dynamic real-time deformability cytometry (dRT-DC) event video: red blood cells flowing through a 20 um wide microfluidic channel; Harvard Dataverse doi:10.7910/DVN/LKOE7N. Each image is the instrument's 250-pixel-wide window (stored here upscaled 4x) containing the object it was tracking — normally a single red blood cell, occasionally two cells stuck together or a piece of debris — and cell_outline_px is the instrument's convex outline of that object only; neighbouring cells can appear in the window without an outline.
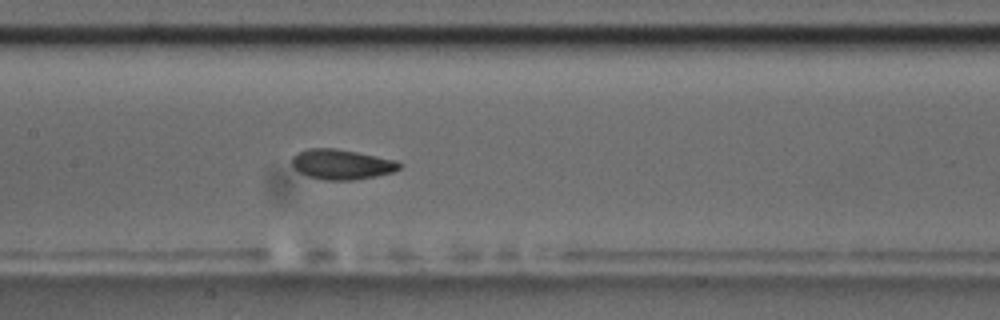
{"species": "common noctule bat (a hibernating species)", "species_latin": "Nyctalus noctula", "temperature_condition": "room temperature", "stored_images_in_passage": 8, "segment_of_instrument_passage": [1, 2], "camera_frame_rate_fps": 3000, "um_per_image_px": 0.085, "animal": {"sex": "male", "body_mass_g": 17.5, "forearm_length_mm": 52.3}, "frame": {"image": 1, "passage_image": 7, "time_ms": 7.0, "image_size_px": [1000, 320], "cell_outline_px": [[404, 164], [400, 168], [392, 172], [376, 176], [352, 180], [324, 180], [308, 176], [300, 172], [292, 164], [292, 156], [296, 152], [308, 148], [336, 148], [396, 160]], "centroid_in_image_um": [29.04, 13.96], "position_along_channel_um": 178.4, "area_um2": 18.84}}